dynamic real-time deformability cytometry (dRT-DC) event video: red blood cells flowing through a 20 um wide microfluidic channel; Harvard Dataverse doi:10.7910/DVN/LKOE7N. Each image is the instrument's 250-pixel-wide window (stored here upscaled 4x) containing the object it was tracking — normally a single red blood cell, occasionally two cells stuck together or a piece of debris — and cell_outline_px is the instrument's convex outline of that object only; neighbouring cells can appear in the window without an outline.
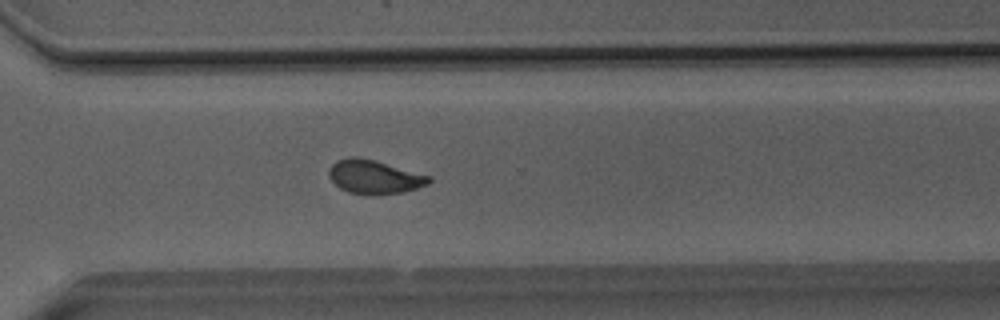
{"species": "Egyptian fruit bat (a non-hibernating species)", "species_latin": "Rousettus aegyptiacus", "temperature_condition": "room temperature", "stored_images_in_passage": 50, "camera_frame_rate_fps": 3000, "um_per_image_px": 0.085, "animal": {"sex": "male"}, "frame": {"image": 1, "passage_image": 36, "time_ms": 11.667, "image_size_px": [1000, 320], "cell_outline_px": [[432, 180], [428, 184], [404, 192], [376, 196], [368, 196], [348, 192], [340, 188], [328, 176], [328, 172], [332, 164], [336, 160], [352, 156], [372, 160], [432, 176]], "centroid_in_image_um": [31.82, 15.07], "position_along_channel_um": 338.8, "area_um2": 19.77}}
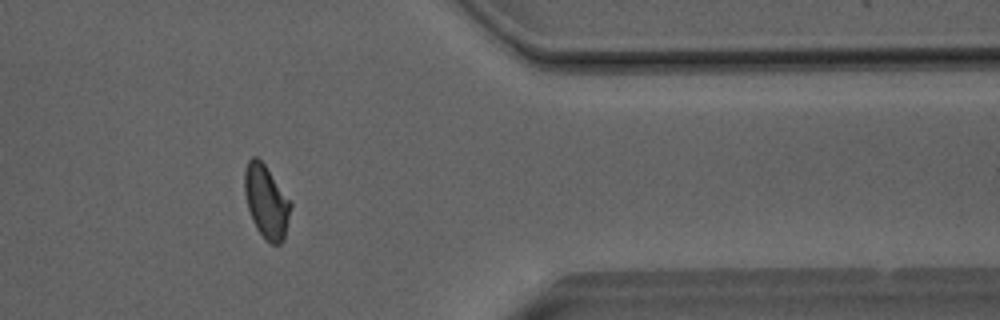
{"frame": {"image": 2, "passage_image": 41, "time_ms": 13.333, "image_size_px": [1000, 320], "cell_outline_px": [[292, 204], [284, 240], [280, 244], [268, 244], [264, 240], [256, 228], [252, 220], [248, 208], [244, 192], [244, 172], [248, 160], [252, 156], [256, 156], [264, 164]], "centroid_in_image_um": [22.62, 17.18], "position_along_channel_um": 388.8, "area_um2": 19.59}}
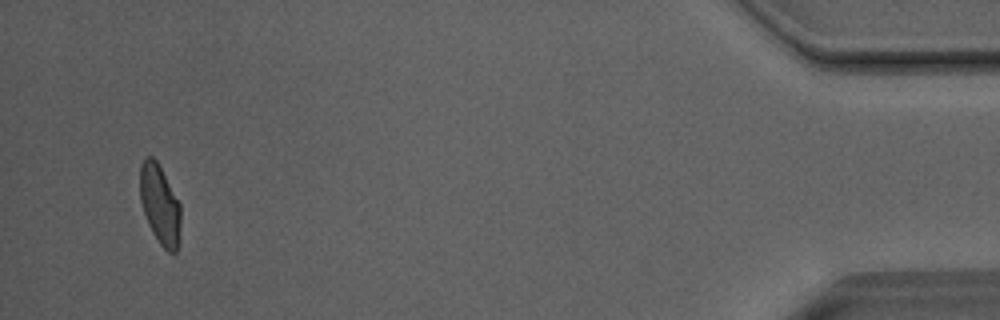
{"frame": {"image": 3, "passage_image": 48, "time_ms": 15.667, "image_size_px": [1000, 320], "cell_outline_px": [[180, 224], [176, 252], [168, 252], [160, 244], [152, 232], [148, 224], [140, 200], [140, 164], [148, 156], [152, 156], [156, 160], [180, 204]], "centroid_in_image_um": [13.57, 17.38], "position_along_channel_um": 421.6, "area_um2": 18.5}, "authors_computed_cell_mechanics": {"area_um2": 19.7676, "velocity_mm_per_s": 4.0447, "shape_relaxation_time_tau1_ms": 4.2687, "shape_relaxation_time_tau2_ms": 1.1713, "deformation_change_tau1": 0.1384, "deformation_change_tau2": 0.0553}}